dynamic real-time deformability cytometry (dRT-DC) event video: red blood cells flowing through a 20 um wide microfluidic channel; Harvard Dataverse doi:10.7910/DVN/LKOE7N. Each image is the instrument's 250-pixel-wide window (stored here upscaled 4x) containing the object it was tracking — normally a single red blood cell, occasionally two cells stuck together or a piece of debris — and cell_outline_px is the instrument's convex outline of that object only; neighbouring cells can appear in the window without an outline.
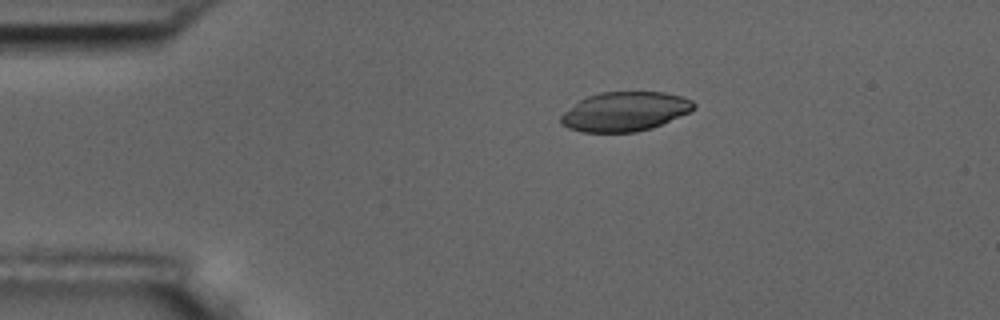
{"species": "common noctule bat (a hibernating species)", "species_latin": "Nyctalus noctula", "temperature_condition": "room temperature", "stored_images_in_passage": 3, "camera_frame_rate_fps": 3000, "um_per_image_px": 0.085, "animal": {"sex": "male", "body_mass_g": 17.5, "forearm_length_mm": 52.3}, "frame": {"image": 1, "passage_image": 1, "time_ms": 0.0, "image_size_px": [1000, 320], "cell_outline_px": [[696, 108], [688, 112], [652, 128], [636, 132], [580, 132], [568, 128], [560, 124], [560, 116], [564, 112], [580, 100], [588, 96], [600, 92], [664, 92], [680, 96], [692, 100], [696, 104]], "centroid_in_image_um": [53.1, 9.48], "position_along_channel_um": 31.9, "area_um2": 30.35}}